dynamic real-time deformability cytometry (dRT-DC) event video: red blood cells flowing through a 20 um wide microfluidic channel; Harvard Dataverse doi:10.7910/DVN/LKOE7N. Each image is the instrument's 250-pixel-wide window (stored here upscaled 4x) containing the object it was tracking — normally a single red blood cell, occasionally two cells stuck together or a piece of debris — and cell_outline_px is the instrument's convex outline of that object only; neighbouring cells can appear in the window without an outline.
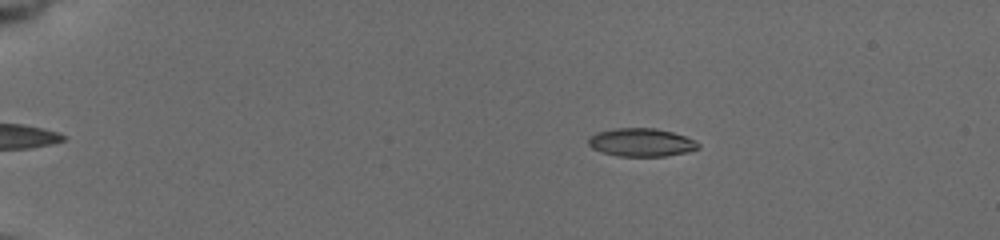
{"species": "common noctule bat (a hibernating species)", "species_latin": "Nyctalus noctula", "temperature_condition": "cold", "stored_images_in_passage": 25, "camera_frame_rate_fps": 3000, "um_per_image_px": 0.085, "animal": {"sex": "female", "body_mass_g": 19.5, "forearm_length_mm": 54.1}, "frame": {"image": 1, "passage_image": 4, "time_ms": 1.0, "image_size_px": [1000, 240], "cell_outline_px": [[700, 148], [688, 152], [664, 156], [620, 156], [604, 152], [592, 148], [588, 144], [588, 136], [596, 132], [612, 128], [656, 128], [672, 132], [696, 140], [700, 144]], "centroid_in_image_um": [54.51, 12.09], "position_along_channel_um": 30.5, "area_um2": 18.15}}
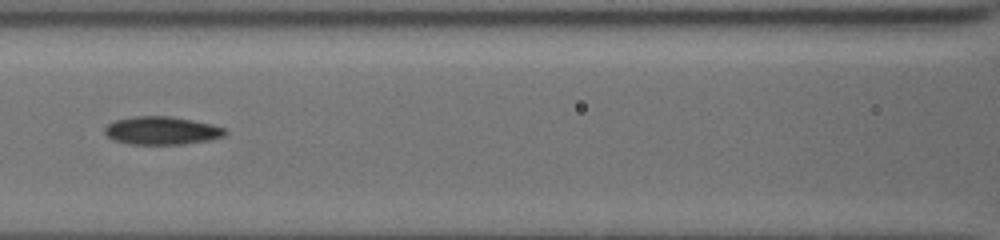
{"frame": {"image": 2, "passage_image": 16, "time_ms": 6.667, "image_size_px": [1000, 240], "cell_outline_px": [[228, 132], [224, 136], [208, 140], [184, 144], [128, 144], [116, 140], [108, 136], [104, 132], [104, 128], [108, 124], [116, 120], [132, 116], [172, 116], [212, 124], [224, 128]], "centroid_in_image_um": [13.76, 11.09], "position_along_channel_um": 152.8, "area_um2": 19.65}}
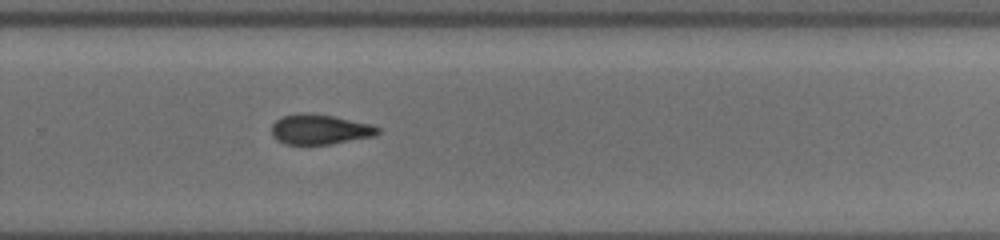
{"frame": {"image": 3, "passage_image": 25, "time_ms": 10.667, "image_size_px": [1000, 240], "cell_outline_px": [[380, 132], [376, 136], [328, 144], [284, 144], [276, 140], [272, 136], [272, 124], [276, 120], [284, 116], [332, 116], [368, 124], [380, 128]], "centroid_in_image_um": [27.2, 11.06], "position_along_channel_um": 302.6, "area_um2": 17.69}}